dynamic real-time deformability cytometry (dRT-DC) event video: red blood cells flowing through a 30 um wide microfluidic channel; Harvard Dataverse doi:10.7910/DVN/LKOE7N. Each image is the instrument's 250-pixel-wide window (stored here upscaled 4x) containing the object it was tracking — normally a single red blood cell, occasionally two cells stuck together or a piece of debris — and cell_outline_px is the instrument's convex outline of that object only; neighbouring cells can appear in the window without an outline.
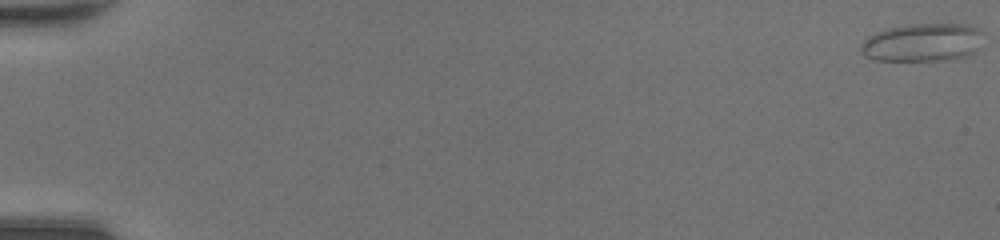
{"species": "common noctule bat (a hibernating species)", "species_latin": "Nyctalus noctula", "temperature_condition": "room temperature", "stored_images_in_passage": 49, "camera_frame_rate_fps": 3000, "um_per_image_px": 0.085, "animal": {"sex": "female", "body_mass_g": 20.0, "forearm_length_mm": 54.0}, "frame": {"image": 1, "passage_image": 1, "time_ms": 0.0, "image_size_px": [1000, 240], "cell_outline_px": [[984, 32], [980, 48], [976, 52], [968, 56], [952, 60], [876, 60], [864, 56], [860, 48], [860, 44], [868, 36], [884, 28], [908, 24], [972, 24], [980, 28]], "centroid_in_image_um": [78.48, 3.6], "position_along_channel_um": 6.5, "area_um2": 27.92}}
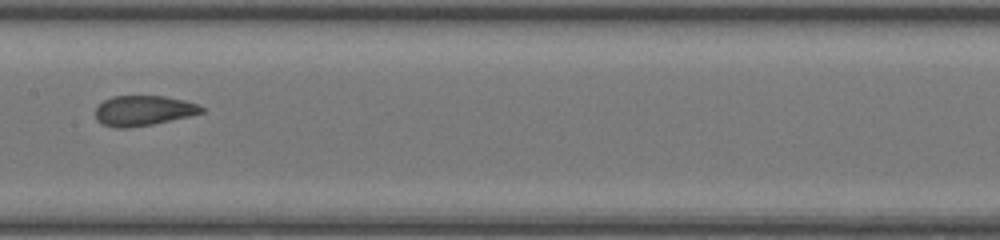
{"frame": {"image": 2, "passage_image": 27, "time_ms": 8.667, "image_size_px": [1000, 240], "cell_outline_px": [[204, 112], [188, 116], [152, 124], [128, 128], [116, 128], [100, 124], [96, 120], [96, 108], [104, 100], [112, 96], [164, 96], [184, 100], [196, 104], [204, 108]], "centroid_in_image_um": [12.15, 9.4], "position_along_channel_um": 195.3, "area_um2": 18.55}}
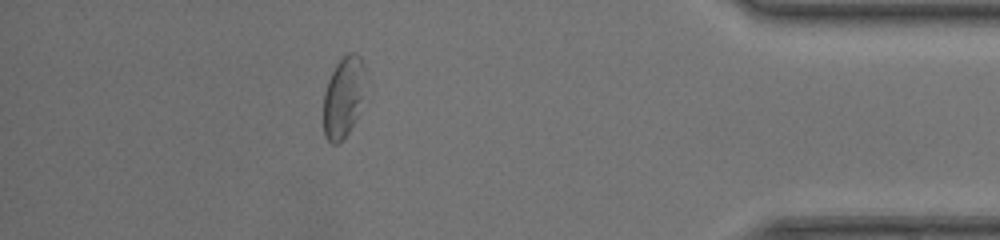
{"frame": {"image": 3, "passage_image": 44, "time_ms": 14.333, "image_size_px": [1000, 240], "cell_outline_px": [[364, 68], [360, 100], [356, 116], [348, 132], [336, 144], [332, 144], [324, 136], [324, 92], [328, 80], [336, 64], [348, 52], [352, 52], [360, 56], [364, 64]], "centroid_in_image_um": [29.13, 8.23], "position_along_channel_um": 406.1, "area_um2": 18.9}, "authors_computed_cell_mechanics": {"area_um2": 20.1144, "velocity_mm_per_s": 4.3957, "shape_relaxation_time_tau1_ms": null, "shape_relaxation_time_tau2_ms": 0.7225, "deformation_change_tau1": null, "deformation_change_tau2": 0.0551}}